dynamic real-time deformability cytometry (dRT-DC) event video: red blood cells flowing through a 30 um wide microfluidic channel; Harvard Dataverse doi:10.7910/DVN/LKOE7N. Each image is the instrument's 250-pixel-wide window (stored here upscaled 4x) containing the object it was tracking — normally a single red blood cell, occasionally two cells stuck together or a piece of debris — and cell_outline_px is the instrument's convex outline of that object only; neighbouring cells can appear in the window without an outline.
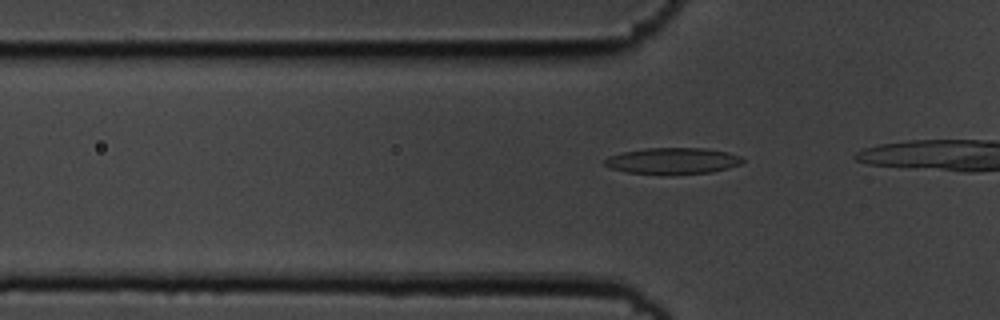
{"species": "common noctule bat (a hibernating species)", "species_latin": "Nyctalus noctula", "temperature_condition": "cold", "stored_images_in_passage": 7, "camera_frame_rate_fps": 3000, "um_per_image_px": 0.085, "animal": {"sex": "male", "body_mass_g": 19.5, "forearm_length_mm": 54.6}, "frame": {"image": 1, "passage_image": 4, "time_ms": 1.0, "image_size_px": [1000, 320], "cell_outline_px": [[744, 160], [740, 164], [728, 168], [712, 172], [668, 176], [628, 172], [608, 168], [604, 164], [604, 160], [608, 156], [624, 152], [648, 148], [704, 148], [728, 152], [740, 156]], "centroid_in_image_um": [57.17, 13.7], "position_along_channel_um": 68.6, "area_um2": 21.5}}